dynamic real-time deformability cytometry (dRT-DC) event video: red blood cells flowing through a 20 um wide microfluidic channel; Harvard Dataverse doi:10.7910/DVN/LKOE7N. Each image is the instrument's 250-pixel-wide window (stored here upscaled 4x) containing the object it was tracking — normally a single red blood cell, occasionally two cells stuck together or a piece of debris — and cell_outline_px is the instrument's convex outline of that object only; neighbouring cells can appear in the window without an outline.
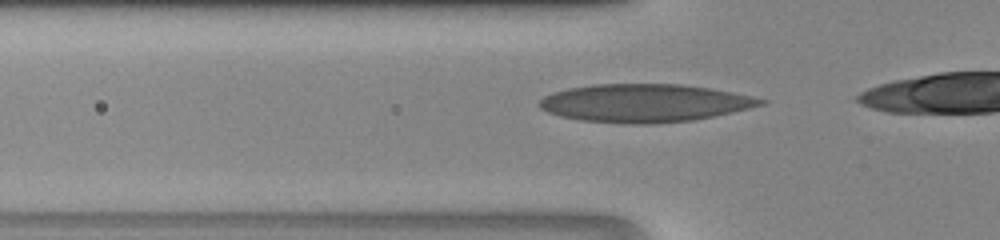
{"species": "human", "species_latin": "Homo sapiens", "temperature_condition": "room temperature", "stored_images_in_passage": 22, "camera_frame_rate_fps": 3000, "um_per_image_px": 0.085, "donor": {"sex": "male"}, "frame": {"image": 1, "passage_image": 11, "time_ms": 3.333, "image_size_px": [1000, 240], "cell_outline_px": [[768, 100], [764, 104], [732, 112], [692, 120], [652, 124], [628, 124], [580, 120], [560, 116], [548, 112], [540, 108], [540, 100], [544, 96], [552, 92], [568, 88], [592, 84], [680, 84], [708, 88], [732, 92], [752, 96]], "centroid_in_image_um": [54.76, 8.76], "position_along_channel_um": 71.0, "area_um2": 48.9}}
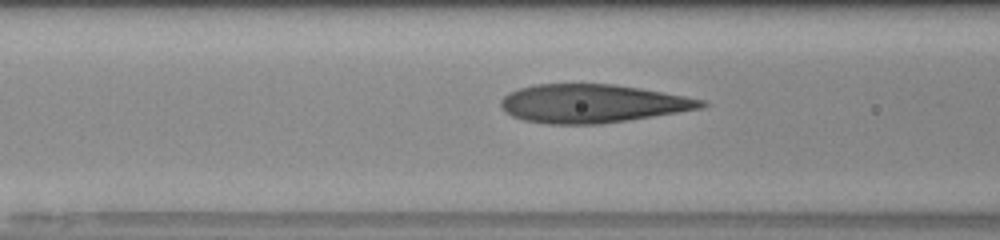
{"frame": {"image": 2, "passage_image": 14, "time_ms": 4.333, "image_size_px": [1000, 240], "cell_outline_px": [[708, 104], [700, 108], [628, 120], [600, 124], [548, 124], [524, 120], [512, 116], [504, 112], [500, 104], [500, 100], [508, 92], [520, 88], [536, 84], [616, 84], [640, 88], [684, 96], [704, 100]], "centroid_in_image_um": [50.29, 8.8], "position_along_channel_um": 116.3, "area_um2": 44.68}}